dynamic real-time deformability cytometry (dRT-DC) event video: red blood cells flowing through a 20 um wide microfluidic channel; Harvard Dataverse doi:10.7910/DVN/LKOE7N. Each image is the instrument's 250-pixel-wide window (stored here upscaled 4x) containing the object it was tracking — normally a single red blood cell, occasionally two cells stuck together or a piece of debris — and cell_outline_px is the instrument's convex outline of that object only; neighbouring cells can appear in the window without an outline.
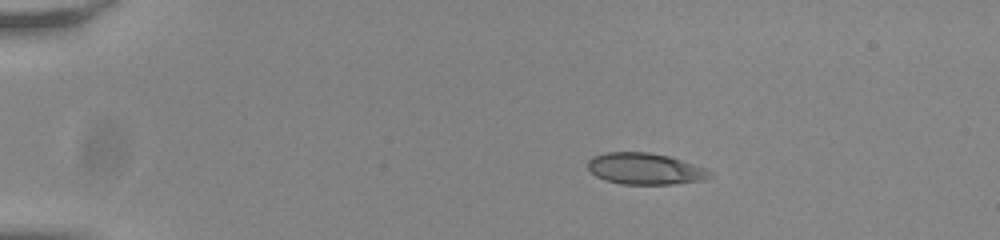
{"species": "common noctule bat (a hibernating species)", "species_latin": "Nyctalus noctula", "temperature_condition": "room temperature", "stored_images_in_passage": 55, "camera_frame_rate_fps": 3000, "um_per_image_px": 0.085, "animal": {"sex": "male", "body_mass_g": 20.0, "forearm_length_mm": 53.3}, "frame": {"image": 1, "passage_image": 11, "time_ms": 3.333, "image_size_px": [1000, 240], "cell_outline_px": [[712, 176], [704, 180], [672, 184], [620, 184], [604, 180], [596, 176], [588, 168], [588, 160], [592, 156], [604, 152], [648, 152], [668, 156], [704, 168], [712, 172]], "centroid_in_image_um": [54.79, 14.35], "position_along_channel_um": 30.2, "area_um2": 22.31}}
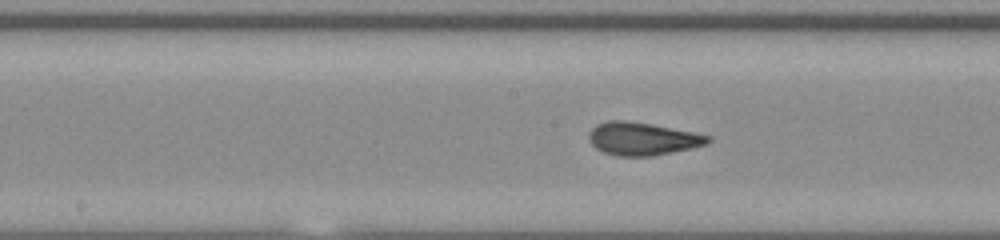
{"frame": {"image": 2, "passage_image": 30, "time_ms": 9.667, "image_size_px": [1000, 240], "cell_outline_px": [[712, 140], [708, 144], [692, 148], [652, 156], [616, 156], [604, 152], [596, 148], [588, 140], [588, 132], [596, 124], [608, 120], [624, 120], [652, 124], [712, 136]], "centroid_in_image_um": [54.6, 11.79], "position_along_channel_um": 193.6, "area_um2": 22.95}}
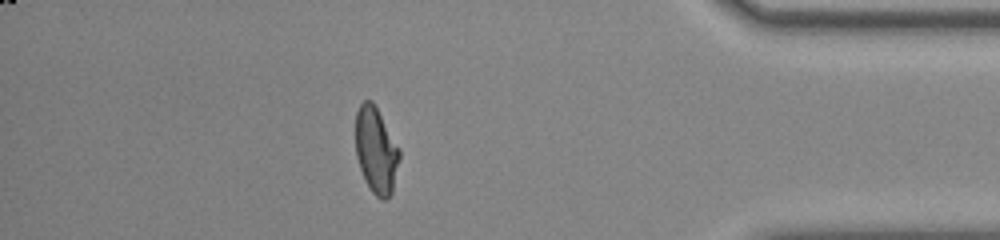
{"frame": {"image": 3, "passage_image": 49, "time_ms": 16.0, "image_size_px": [1000, 240], "cell_outline_px": [[400, 156], [392, 192], [384, 200], [380, 200], [372, 192], [364, 180], [356, 156], [356, 112], [360, 104], [364, 100], [372, 100], [400, 148]], "centroid_in_image_um": [31.96, 12.78], "position_along_channel_um": 403.2, "area_um2": 22.02}, "authors_computed_cell_mechanics": {"area_um2": 22.4842, "velocity_mm_per_s": 3.815, "shape_relaxation_time_tau1_ms": null, "shape_relaxation_time_tau2_ms": 0.6977, "deformation_change_tau1": null, "deformation_change_tau2": 0.057}}